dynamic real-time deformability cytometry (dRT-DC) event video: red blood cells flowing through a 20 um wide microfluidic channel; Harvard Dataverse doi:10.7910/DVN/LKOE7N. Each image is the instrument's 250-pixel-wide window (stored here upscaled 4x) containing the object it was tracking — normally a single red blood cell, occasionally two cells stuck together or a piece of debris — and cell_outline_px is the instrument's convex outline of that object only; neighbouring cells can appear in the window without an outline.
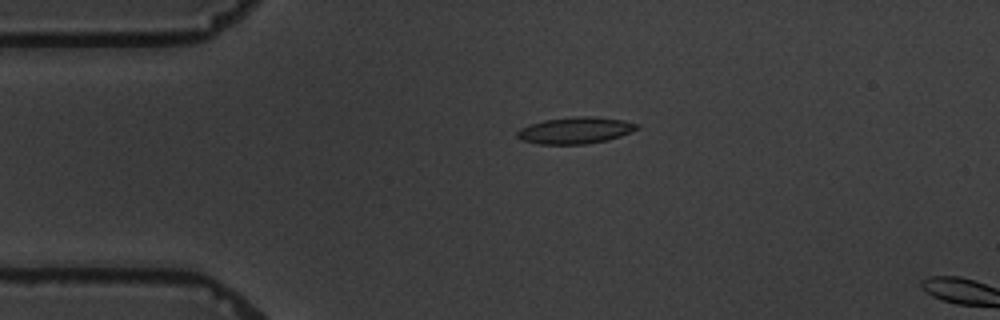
{"species": "common noctule bat (a hibernating species)", "species_latin": "Nyctalus noctula", "temperature_condition": "warm", "stored_images_in_passage": 5, "camera_frame_rate_fps": 3000, "um_per_image_px": 0.085, "animal": {"sex": "male", "body_mass_g": 19.5, "forearm_length_mm": 54.6}, "frame": {"image": 1, "passage_image": 4, "time_ms": 3.333, "image_size_px": [1000, 320], "cell_outline_px": [[640, 128], [632, 132], [608, 140], [584, 144], [540, 144], [520, 140], [516, 136], [516, 132], [520, 128], [528, 124], [544, 120], [572, 116], [588, 116], [624, 120], [640, 124]], "centroid_in_image_um": [48.9, 11.08], "position_along_channel_um": 36.1, "area_um2": 18.79}}